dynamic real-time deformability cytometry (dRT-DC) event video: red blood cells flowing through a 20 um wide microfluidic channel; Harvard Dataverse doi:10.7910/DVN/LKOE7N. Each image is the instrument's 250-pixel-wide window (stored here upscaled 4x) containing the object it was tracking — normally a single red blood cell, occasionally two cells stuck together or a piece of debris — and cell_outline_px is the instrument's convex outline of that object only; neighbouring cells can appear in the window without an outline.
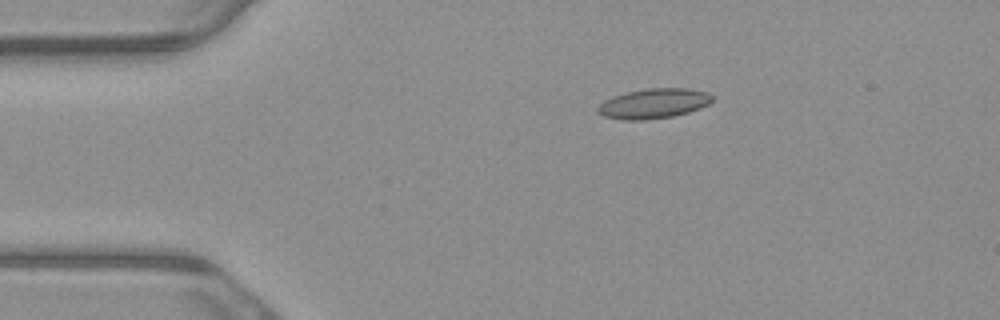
{"species": "common noctule bat (a hibernating species)", "species_latin": "Nyctalus noctula", "temperature_condition": "warm", "stored_images_in_passage": 7, "camera_frame_rate_fps": 3000, "um_per_image_px": 0.085, "animal": {"sex": "male", "body_mass_g": 23.1, "forearm_length_mm": 52.7}, "frame": {"image": 1, "passage_image": 3, "time_ms": 0.667, "image_size_px": [1000, 320], "cell_outline_px": [[712, 100], [708, 104], [700, 108], [688, 112], [672, 116], [644, 120], [624, 120], [604, 116], [596, 112], [596, 108], [604, 100], [612, 96], [628, 92], [648, 88], [688, 88], [708, 92], [712, 96]], "centroid_in_image_um": [55.54, 8.79], "position_along_channel_um": 29.5, "area_um2": 19.94}}
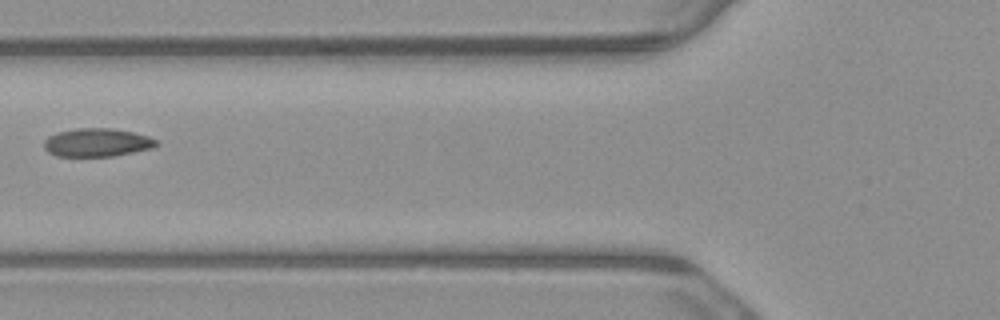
{"frame": {"image": 2, "passage_image": 6, "time_ms": 1.667, "image_size_px": [1000, 320], "cell_outline_px": [[160, 144], [152, 148], [112, 156], [56, 156], [48, 152], [44, 148], [44, 140], [48, 136], [56, 132], [76, 128], [112, 128], [132, 132], [148, 136], [156, 140]], "centroid_in_image_um": [8.22, 12.1], "position_along_channel_um": 117.6, "area_um2": 18.55}}
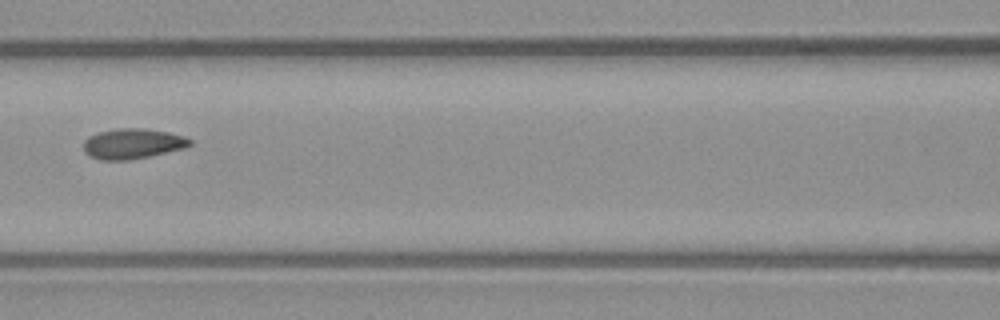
{"frame": {"image": 3, "passage_image": 7, "time_ms": 2.0, "image_size_px": [1000, 320], "cell_outline_px": [[192, 144], [184, 148], [148, 156], [128, 160], [100, 160], [88, 156], [84, 152], [84, 140], [88, 136], [100, 132], [120, 128], [144, 128], [168, 132], [184, 136], [192, 140]], "centroid_in_image_um": [11.25, 12.21], "position_along_channel_um": 155.3, "area_um2": 18.73}}